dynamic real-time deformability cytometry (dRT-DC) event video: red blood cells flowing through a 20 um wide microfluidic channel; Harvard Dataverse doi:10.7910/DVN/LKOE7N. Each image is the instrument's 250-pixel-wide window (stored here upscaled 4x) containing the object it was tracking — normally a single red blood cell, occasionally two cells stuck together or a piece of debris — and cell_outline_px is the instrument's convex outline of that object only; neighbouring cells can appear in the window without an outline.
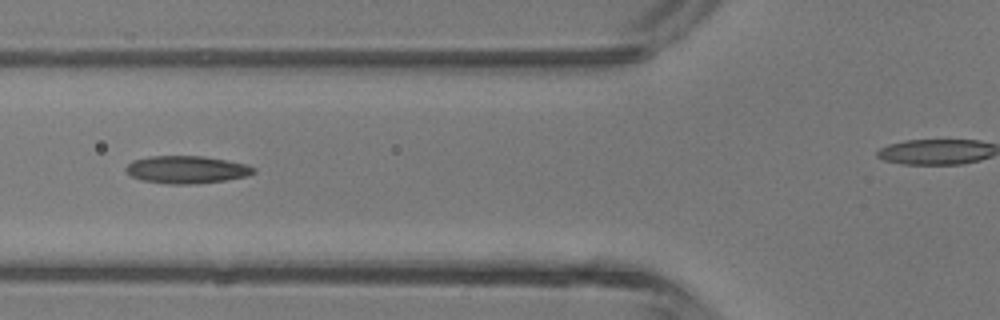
{"species": "common noctule bat (a hibernating species)", "species_latin": "Nyctalus noctula", "temperature_condition": "room temperature", "stored_images_in_passage": 3, "segment_of_instrument_passage": [1, 2], "camera_frame_rate_fps": 3000, "um_per_image_px": 0.085, "animal": {"sex": "male", "body_mass_g": 13.3}, "frame": {"image": 1, "passage_image": 2, "time_ms": 1.0, "image_size_px": [1000, 320], "cell_outline_px": [[256, 172], [244, 176], [224, 180], [188, 184], [168, 184], [144, 180], [132, 176], [124, 168], [132, 160], [148, 156], [204, 156], [248, 164], [256, 168]], "centroid_in_image_um": [15.86, 14.4], "position_along_channel_um": 109.9, "area_um2": 20.35}}